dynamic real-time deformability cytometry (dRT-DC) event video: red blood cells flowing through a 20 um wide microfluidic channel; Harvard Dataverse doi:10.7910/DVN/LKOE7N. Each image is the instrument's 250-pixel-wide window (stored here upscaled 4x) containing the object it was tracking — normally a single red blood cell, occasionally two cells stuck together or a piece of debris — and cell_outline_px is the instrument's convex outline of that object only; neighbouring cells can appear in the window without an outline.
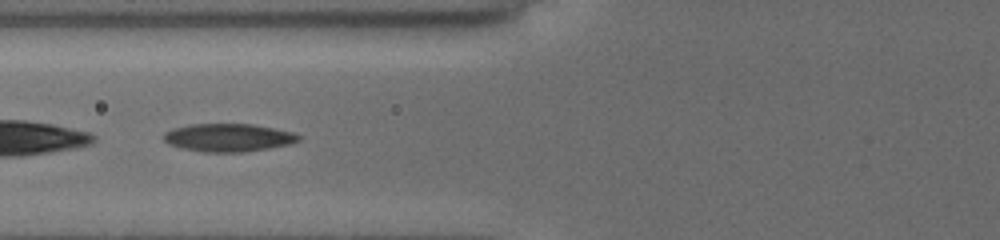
{"species": "common noctule bat (a hibernating species)", "species_latin": "Nyctalus noctula", "temperature_condition": "cold", "stored_images_in_passage": 15, "camera_frame_rate_fps": 3000, "um_per_image_px": 0.085, "animal": {"sex": "female", "body_mass_g": 19.5, "forearm_length_mm": 54.1}, "frame": {"image": 1, "passage_image": 5, "time_ms": 1.333, "image_size_px": [1000, 240], "cell_outline_px": [[300, 140], [288, 144], [268, 148], [244, 152], [204, 152], [180, 148], [168, 144], [164, 140], [164, 132], [176, 128], [192, 124], [252, 124], [292, 132], [300, 136]], "centroid_in_image_um": [19.38, 11.7], "position_along_channel_um": 106.4, "area_um2": 21.79}}
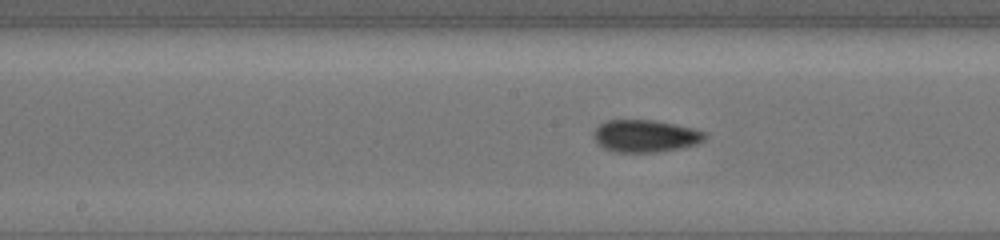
{"frame": {"image": 2, "passage_image": 15, "time_ms": 4.667, "image_size_px": [1000, 240], "cell_outline_px": [[708, 136], [704, 140], [696, 144], [684, 148], [660, 152], [616, 152], [604, 148], [596, 144], [592, 136], [592, 132], [600, 124], [608, 120], [652, 120], [676, 124], [692, 128], [704, 132]], "centroid_in_image_um": [54.84, 11.57], "position_along_channel_um": 193.4, "area_um2": 21.21}}